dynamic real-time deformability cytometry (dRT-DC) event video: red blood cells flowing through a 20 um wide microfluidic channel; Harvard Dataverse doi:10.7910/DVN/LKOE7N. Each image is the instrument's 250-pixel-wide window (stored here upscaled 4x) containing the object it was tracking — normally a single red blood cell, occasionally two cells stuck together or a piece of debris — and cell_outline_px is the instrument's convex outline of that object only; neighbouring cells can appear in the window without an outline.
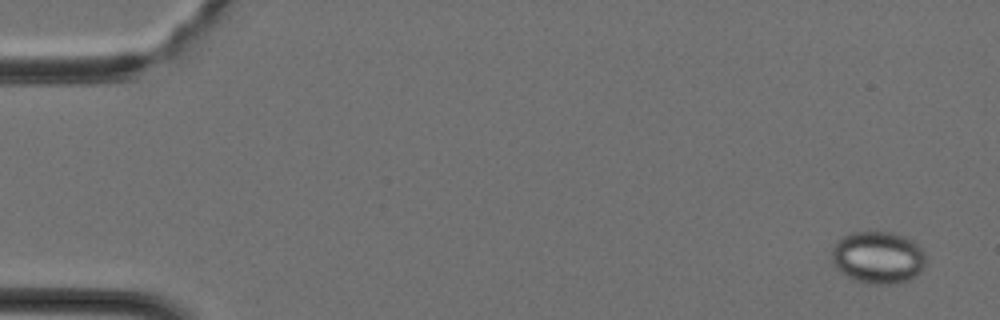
{"species": "Egyptian fruit bat (a non-hibernating species)", "species_latin": "Rousettus aegyptiacus", "temperature_condition": "cold", "stored_images_in_passage": 38, "camera_frame_rate_fps": 3000, "um_per_image_px": 0.085, "animal": {"sex": "female"}, "frame": {"image": 1, "passage_image": 1, "time_ms": 0.0, "image_size_px": [1000, 320], "cell_outline_px": [[924, 264], [920, 272], [908, 280], [896, 284], [876, 284], [856, 280], [840, 272], [832, 264], [832, 248], [836, 240], [852, 232], [892, 232], [904, 236], [912, 240], [924, 252]], "centroid_in_image_um": [74.6, 21.87], "position_along_channel_um": 10.4, "area_um2": 28.55}}
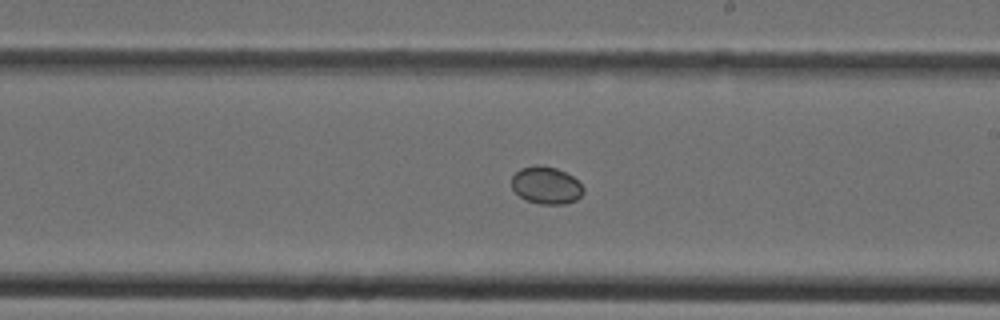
{"frame": {"image": 2, "passage_image": 22, "time_ms": 7.0, "image_size_px": [1000, 320], "cell_outline_px": [[584, 192], [576, 200], [564, 204], [540, 204], [528, 200], [520, 196], [512, 188], [512, 176], [520, 168], [536, 164], [556, 168], [572, 176], [584, 188]], "centroid_in_image_um": [46.42, 15.74], "position_along_channel_um": 242.6, "area_um2": 15.49}}
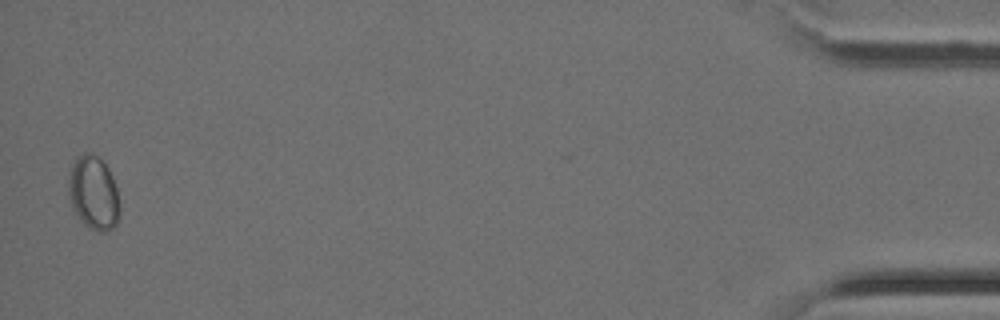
{"frame": {"image": 3, "passage_image": 38, "time_ms": 12.333, "image_size_px": [1000, 320], "cell_outline_px": [[120, 212], [116, 224], [112, 228], [104, 232], [96, 232], [88, 228], [80, 220], [68, 196], [68, 180], [72, 164], [84, 152], [88, 152], [96, 156], [108, 168], [112, 176], [116, 188], [120, 204]], "centroid_in_image_um": [7.96, 16.44], "position_along_channel_um": 427.2, "area_um2": 21.91}}